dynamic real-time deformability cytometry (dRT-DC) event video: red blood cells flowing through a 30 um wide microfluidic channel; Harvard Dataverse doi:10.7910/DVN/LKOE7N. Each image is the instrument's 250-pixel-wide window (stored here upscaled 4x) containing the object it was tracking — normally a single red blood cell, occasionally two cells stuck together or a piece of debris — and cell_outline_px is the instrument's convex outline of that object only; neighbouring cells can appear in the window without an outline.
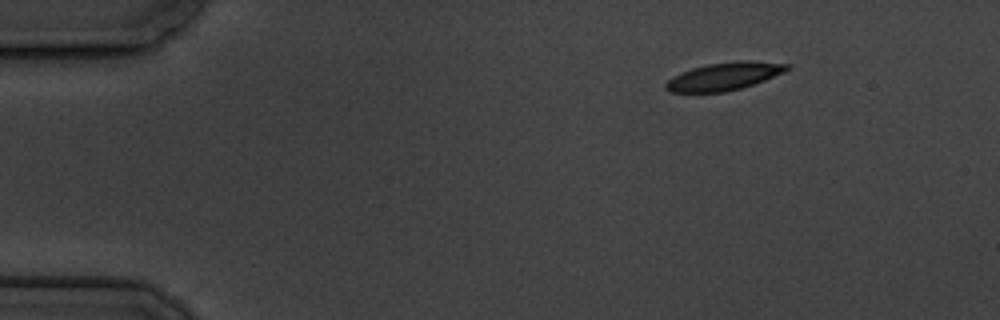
{"species": "common noctule bat (a hibernating species)", "species_latin": "Nyctalus noctula", "temperature_condition": "cold", "stored_images_in_passage": 3, "camera_frame_rate_fps": 3000, "um_per_image_px": 0.085, "animal": {"sex": "male", "body_mass_g": 19.5, "forearm_length_mm": 54.6}, "frame": {"image": 1, "passage_image": 3, "time_ms": 2.333, "image_size_px": [1000, 320], "cell_outline_px": [[788, 68], [784, 72], [764, 80], [740, 88], [724, 92], [668, 92], [664, 88], [664, 84], [668, 80], [680, 72], [692, 68], [708, 64], [748, 60], [788, 64]], "centroid_in_image_um": [61.49, 6.49], "position_along_channel_um": 23.5, "area_um2": 19.31}}